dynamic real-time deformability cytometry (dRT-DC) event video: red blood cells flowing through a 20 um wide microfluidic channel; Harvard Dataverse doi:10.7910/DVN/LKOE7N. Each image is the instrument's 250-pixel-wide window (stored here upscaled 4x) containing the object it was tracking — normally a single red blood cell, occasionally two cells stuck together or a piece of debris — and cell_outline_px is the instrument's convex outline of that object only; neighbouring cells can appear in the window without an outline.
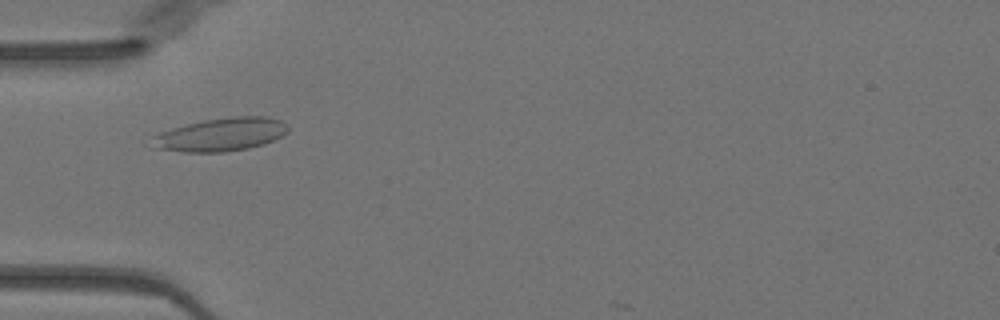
{"species": "Egyptian fruit bat (a non-hibernating species)", "species_latin": "Rousettus aegyptiacus", "temperature_condition": "warm", "stored_images_in_passage": 36, "camera_frame_rate_fps": 3000, "um_per_image_px": 0.085, "animal": {"sex": "female"}, "frame": {"image": 1, "passage_image": 6, "time_ms": 1.667, "image_size_px": [1000, 320], "cell_outline_px": [[288, 132], [264, 144], [248, 148], [224, 152], [184, 152], [148, 148], [144, 144], [160, 132], [172, 128], [204, 120], [236, 116], [268, 116], [280, 120], [288, 124]], "centroid_in_image_um": [18.69, 11.45], "position_along_channel_um": 66.3, "area_um2": 26.7}}
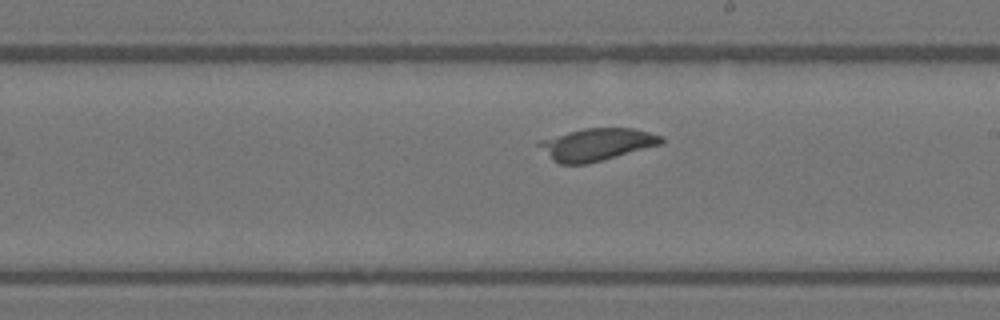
{"frame": {"image": 2, "passage_image": 19, "time_ms": 6.0, "image_size_px": [1000, 320], "cell_outline_px": [[664, 144], [584, 164], [560, 164], [552, 160], [536, 144], [540, 140], [568, 132], [584, 128], [636, 128], [664, 136]], "centroid_in_image_um": [50.76, 12.26], "position_along_channel_um": 238.2, "area_um2": 22.95}}
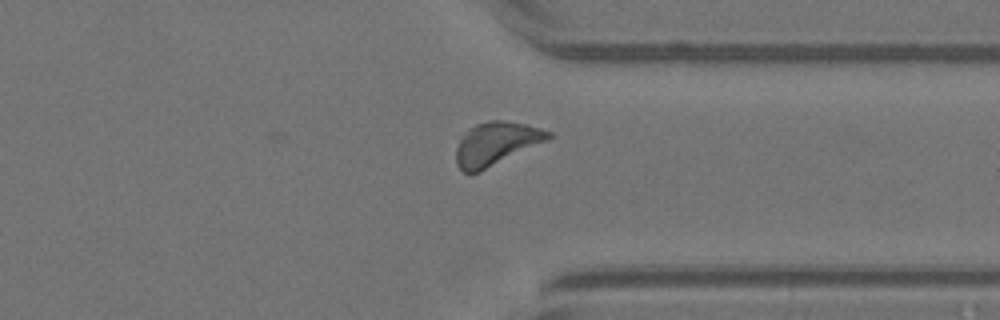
{"frame": {"image": 3, "passage_image": 29, "time_ms": 9.333, "image_size_px": [1000, 320], "cell_outline_px": [[556, 136], [548, 140], [480, 172], [464, 172], [456, 164], [456, 148], [460, 140], [468, 128], [476, 124], [488, 120], [500, 120], [524, 124], [540, 128], [552, 132]], "centroid_in_image_um": [42.19, 12.2], "position_along_channel_um": 369.2, "area_um2": 23.18}}